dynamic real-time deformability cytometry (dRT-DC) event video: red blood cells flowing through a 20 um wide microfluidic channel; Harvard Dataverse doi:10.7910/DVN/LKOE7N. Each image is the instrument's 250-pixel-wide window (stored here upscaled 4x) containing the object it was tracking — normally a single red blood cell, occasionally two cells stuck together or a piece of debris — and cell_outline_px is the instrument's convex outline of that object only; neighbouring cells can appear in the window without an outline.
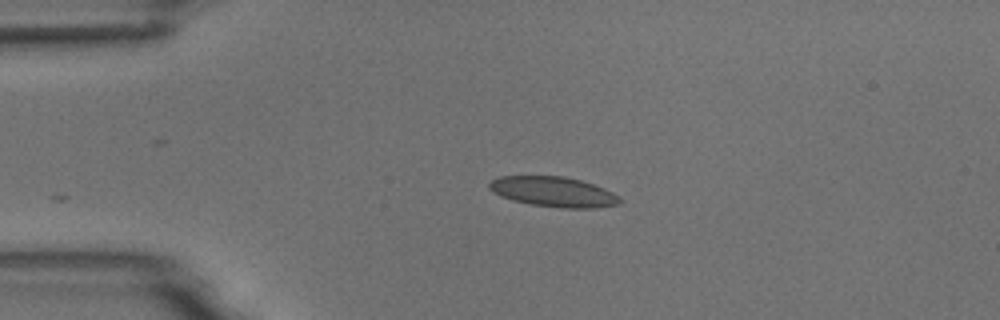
{"species": "common noctule bat (a hibernating species)", "species_latin": "Nyctalus noctula", "temperature_condition": "room temperature", "stored_images_in_passage": 24, "camera_frame_rate_fps": 3000, "um_per_image_px": 0.085, "animal": {"sex": "male", "body_mass_g": 18.8}, "frame": {"image": 1, "passage_image": 1, "time_ms": 0.0, "image_size_px": [1000, 320], "cell_outline_px": [[620, 204], [596, 208], [560, 208], [532, 204], [512, 200], [500, 196], [488, 188], [488, 184], [492, 180], [500, 176], [564, 176], [580, 180], [604, 188], [620, 196]], "centroid_in_image_um": [47.05, 16.3], "position_along_channel_um": 38.0, "area_um2": 22.89}}
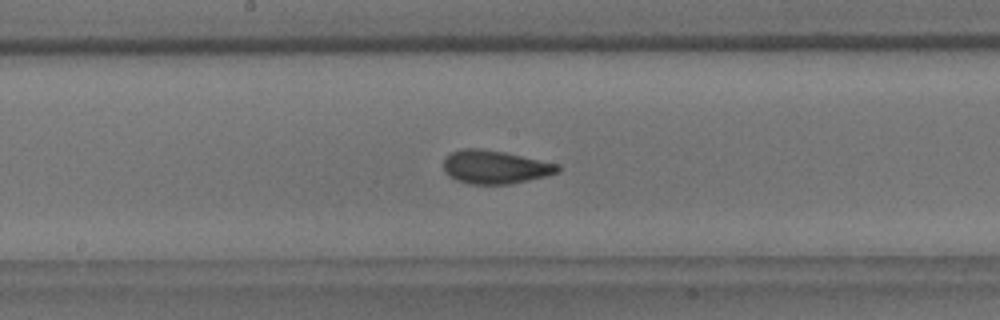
{"frame": {"image": 2, "passage_image": 17, "time_ms": 5.333, "image_size_px": [1000, 320], "cell_outline_px": [[560, 172], [528, 180], [508, 184], [472, 184], [456, 180], [444, 172], [444, 160], [452, 152], [464, 148], [480, 148], [504, 152], [560, 164]], "centroid_in_image_um": [42.09, 14.19], "position_along_channel_um": 206.1, "area_um2": 22.08}}
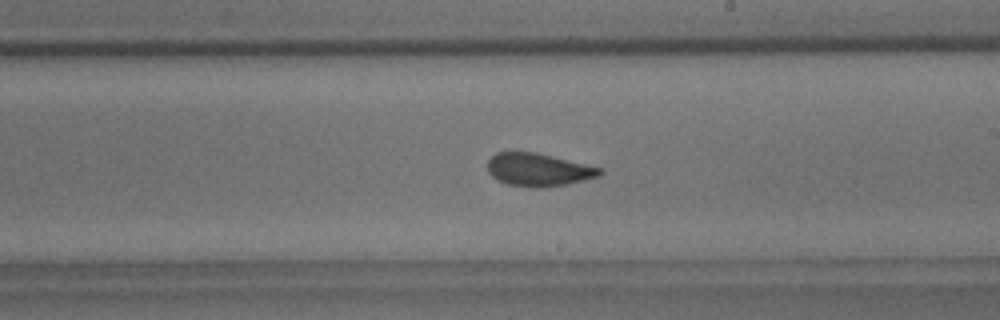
{"frame": {"image": 3, "passage_image": 20, "time_ms": 6.333, "image_size_px": [1000, 320], "cell_outline_px": [[604, 172], [600, 176], [568, 184], [544, 188], [536, 188], [508, 184], [496, 180], [488, 172], [488, 160], [496, 152], [536, 152], [604, 168]], "centroid_in_image_um": [45.8, 14.43], "position_along_channel_um": 243.2, "area_um2": 21.79}}